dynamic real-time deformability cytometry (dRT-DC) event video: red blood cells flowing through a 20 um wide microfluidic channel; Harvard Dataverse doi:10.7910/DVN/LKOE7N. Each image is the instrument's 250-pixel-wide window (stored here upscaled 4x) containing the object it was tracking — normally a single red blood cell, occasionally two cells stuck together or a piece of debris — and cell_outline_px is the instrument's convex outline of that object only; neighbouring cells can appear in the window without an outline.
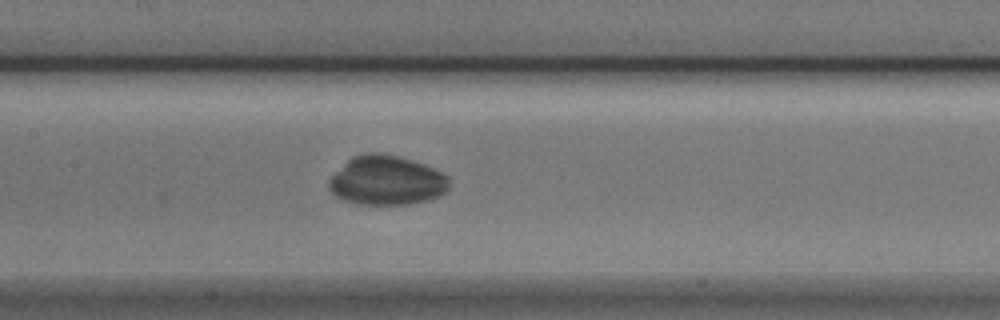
{"species": "Egyptian fruit bat (a non-hibernating species)", "species_latin": "Rousettus aegyptiacus", "temperature_condition": "cold", "stored_images_in_passage": 51, "camera_frame_rate_fps": 3000, "um_per_image_px": 0.085, "animal": {"sex": "male"}, "frame": {"image": 1, "passage_image": 22, "time_ms": 7.0, "image_size_px": [1000, 320], "cell_outline_px": [[448, 192], [432, 200], [408, 204], [356, 204], [344, 200], [336, 196], [328, 188], [328, 180], [352, 156], [368, 152], [376, 152], [396, 156], [412, 160], [424, 164], [448, 176]], "centroid_in_image_um": [32.87, 15.35], "position_along_channel_um": 174.5, "area_um2": 34.62}}
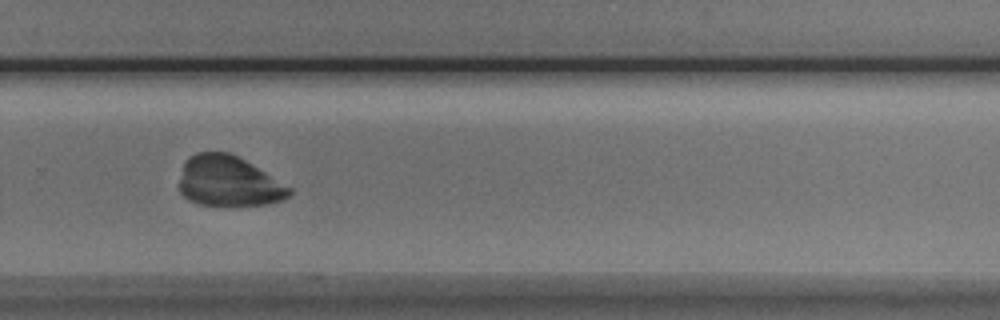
{"frame": {"image": 2, "passage_image": 33, "time_ms": 10.667, "image_size_px": [1000, 320], "cell_outline_px": [[292, 192], [288, 196], [280, 200], [268, 204], [236, 208], [196, 204], [188, 200], [180, 192], [180, 180], [184, 160], [188, 156], [196, 152], [228, 152], [244, 160], [292, 188]], "centroid_in_image_um": [19.4, 15.46], "position_along_channel_um": 310.4, "area_um2": 32.83}}
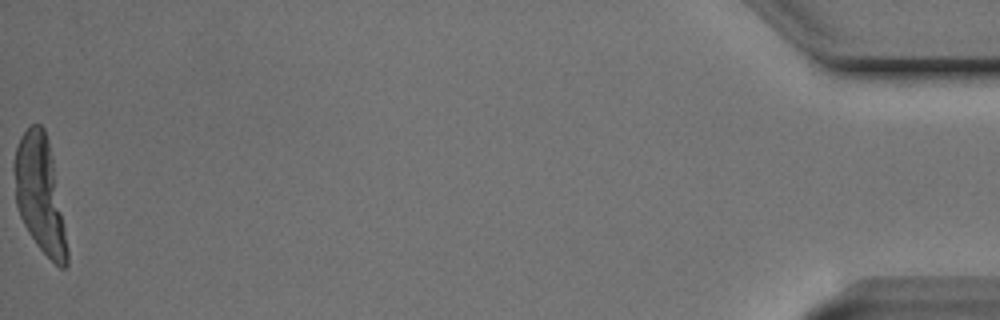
{"frame": {"image": 3, "passage_image": 51, "time_ms": 16.667, "image_size_px": [1000, 320], "cell_outline_px": [[68, 264], [64, 268], [60, 268], [36, 244], [28, 232], [20, 216], [16, 204], [12, 168], [16, 148], [20, 136], [32, 124], [40, 124], [44, 128], [48, 140], [52, 160], [68, 248]], "centroid_in_image_um": [3.36, 16.52], "position_along_channel_um": 431.8, "area_um2": 35.43}}